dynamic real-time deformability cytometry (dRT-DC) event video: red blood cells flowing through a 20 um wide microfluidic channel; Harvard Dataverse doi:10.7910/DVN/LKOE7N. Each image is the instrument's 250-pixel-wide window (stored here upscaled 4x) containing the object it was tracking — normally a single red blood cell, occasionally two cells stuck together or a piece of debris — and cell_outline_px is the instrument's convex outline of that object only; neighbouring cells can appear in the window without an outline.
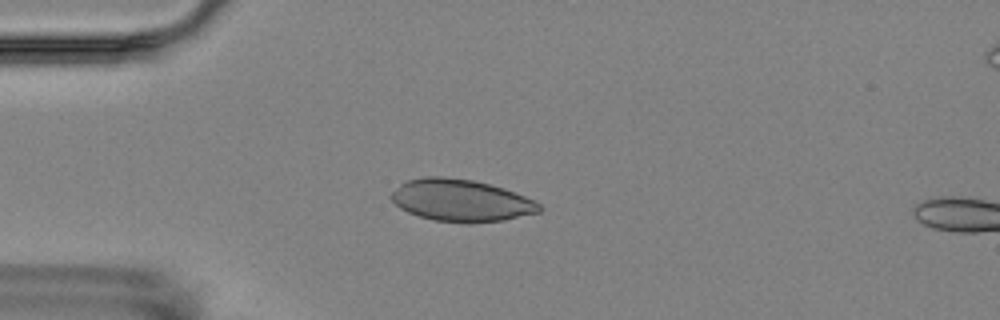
{"species": "Egyptian fruit bat (a non-hibernating species)", "species_latin": "Rousettus aegyptiacus", "temperature_condition": "room temperature", "stored_images_in_passage": 8, "camera_frame_rate_fps": 3000, "um_per_image_px": 0.085, "animal": {"sex": "female"}, "frame": {"image": 1, "passage_image": 5, "time_ms": 4.667, "image_size_px": [1000, 320], "cell_outline_px": [[544, 208], [540, 212], [504, 220], [472, 224], [468, 224], [432, 220], [408, 212], [400, 208], [388, 196], [400, 184], [408, 180], [428, 176], [444, 176], [472, 180], [504, 188], [524, 196], [540, 204]], "centroid_in_image_um": [39.19, 17.05], "position_along_channel_um": 45.8, "area_um2": 36.47}}